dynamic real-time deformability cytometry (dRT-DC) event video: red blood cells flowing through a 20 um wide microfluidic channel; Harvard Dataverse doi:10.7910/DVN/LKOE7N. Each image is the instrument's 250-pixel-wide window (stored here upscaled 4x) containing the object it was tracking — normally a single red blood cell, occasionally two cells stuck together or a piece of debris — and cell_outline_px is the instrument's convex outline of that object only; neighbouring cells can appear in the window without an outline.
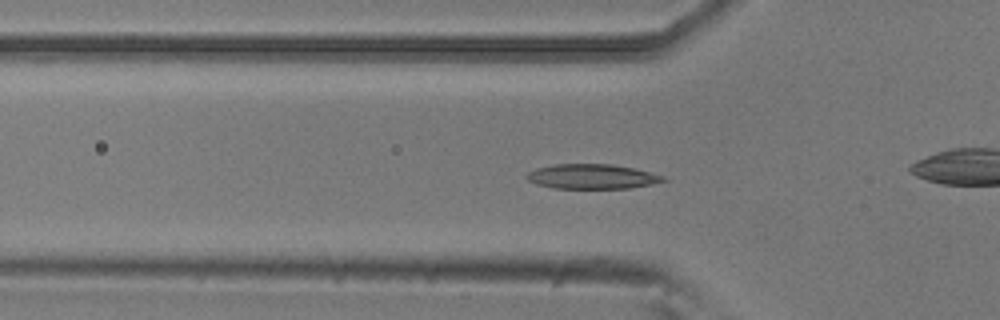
{"species": "common noctule bat (a hibernating species)", "species_latin": "Nyctalus noctula", "temperature_condition": "room temperature", "stored_images_in_passage": 54, "camera_frame_rate_fps": 3000, "um_per_image_px": 0.085, "animal": {"sex": "male", "body_mass_g": 20.5, "forearm_length_mm": 52.5}, "frame": {"image": 1, "passage_image": 17, "time_ms": 5.333, "image_size_px": [1000, 320], "cell_outline_px": [[668, 180], [652, 184], [628, 188], [552, 188], [536, 184], [528, 180], [524, 176], [528, 172], [536, 168], [556, 164], [612, 164], [632, 168], [664, 176]], "centroid_in_image_um": [50.29, 15.0], "position_along_channel_um": 75.5, "area_um2": 19.59}}
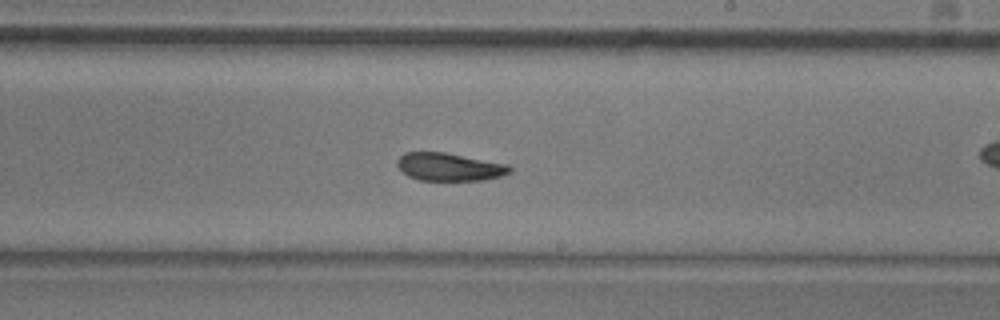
{"frame": {"image": 2, "passage_image": 31, "time_ms": 10.0, "image_size_px": [1000, 320], "cell_outline_px": [[512, 172], [500, 176], [484, 180], [420, 180], [408, 176], [396, 164], [396, 160], [404, 152], [444, 152], [508, 164], [512, 168]], "centroid_in_image_um": [38.2, 14.18], "position_along_channel_um": 250.8, "area_um2": 18.26}}
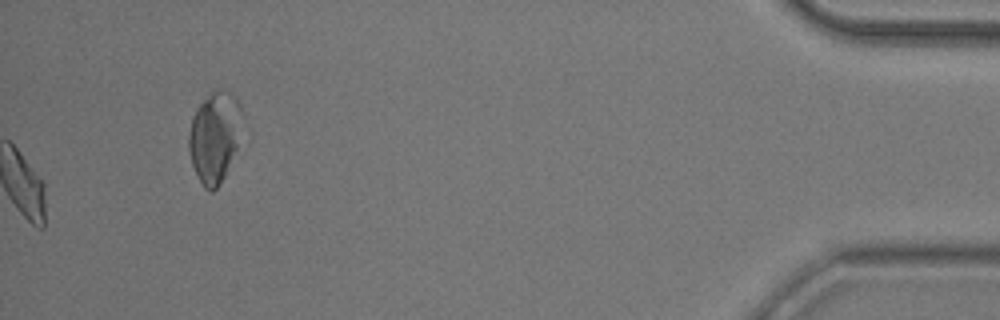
{"frame": {"image": 3, "passage_image": 54, "time_ms": 17.667, "image_size_px": [1000, 320], "cell_outline_px": [[240, 108], [236, 148], [224, 176], [216, 188], [212, 192], [204, 188], [192, 164], [188, 148], [188, 132], [192, 116], [196, 108], [212, 88], [220, 88], [236, 96], [240, 104]], "centroid_in_image_um": [18.17, 11.58], "position_along_channel_um": 417.0, "area_um2": 27.74}, "authors_computed_cell_mechanics": {"area_um2": 19.074, "velocity_mm_per_s": 3.7399, "shape_relaxation_time_tau1_ms": 3.0283, "shape_relaxation_time_tau2_ms": 3.1437, "deformation_change_tau1": 0.1131, "deformation_change_tau2": 0.0834}}